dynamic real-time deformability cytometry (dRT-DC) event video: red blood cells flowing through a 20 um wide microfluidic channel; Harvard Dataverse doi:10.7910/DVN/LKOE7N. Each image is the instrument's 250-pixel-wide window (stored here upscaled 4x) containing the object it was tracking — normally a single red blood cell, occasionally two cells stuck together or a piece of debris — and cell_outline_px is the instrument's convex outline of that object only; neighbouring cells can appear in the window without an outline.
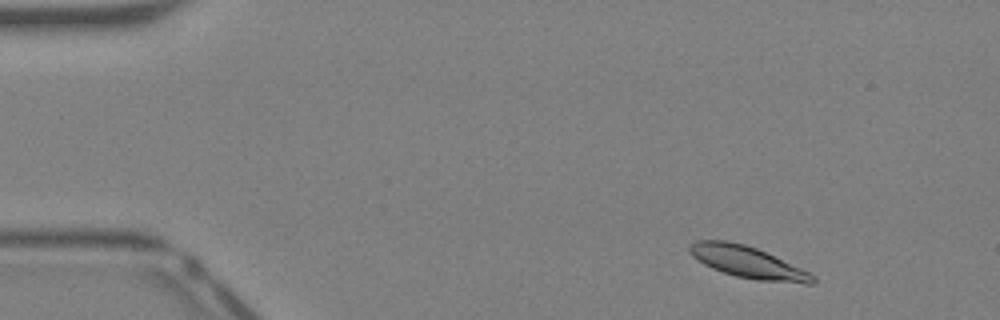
{"species": "Egyptian fruit bat (a non-hibernating species)", "species_latin": "Rousettus aegyptiacus", "temperature_condition": "warm", "stored_images_in_passage": 39, "camera_frame_rate_fps": 3000, "um_per_image_px": 0.085, "animal": {"sex": "female"}, "frame": {"image": 1, "passage_image": 3, "time_ms": 0.667, "image_size_px": [1000, 320], "cell_outline_px": [[816, 280], [812, 284], [808, 284], [756, 280], [736, 276], [712, 268], [704, 264], [692, 256], [688, 252], [688, 244], [696, 240], [728, 240], [744, 244], [756, 248], [800, 268], [816, 276]], "centroid_in_image_um": [63.51, 22.28], "position_along_channel_um": 21.5, "area_um2": 22.66}}
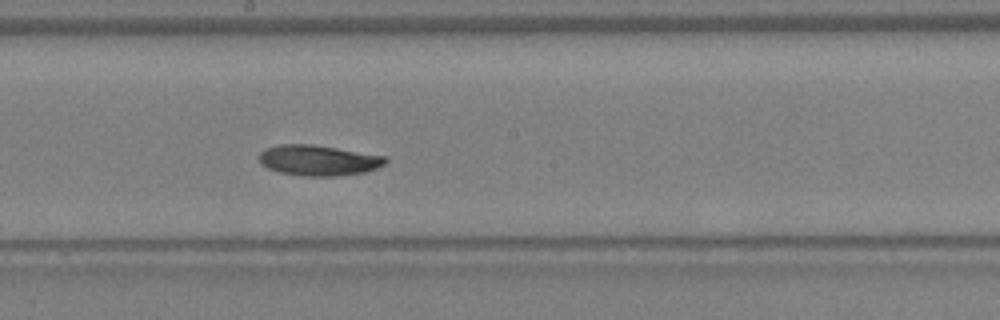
{"frame": {"image": 2, "passage_image": 21, "time_ms": 6.667, "image_size_px": [1000, 320], "cell_outline_px": [[388, 160], [384, 164], [376, 168], [364, 172], [336, 176], [304, 176], [280, 172], [268, 168], [260, 164], [260, 152], [264, 148], [280, 144], [312, 144], [388, 156]], "centroid_in_image_um": [27.07, 13.62], "position_along_channel_um": 221.1, "area_um2": 22.54}}
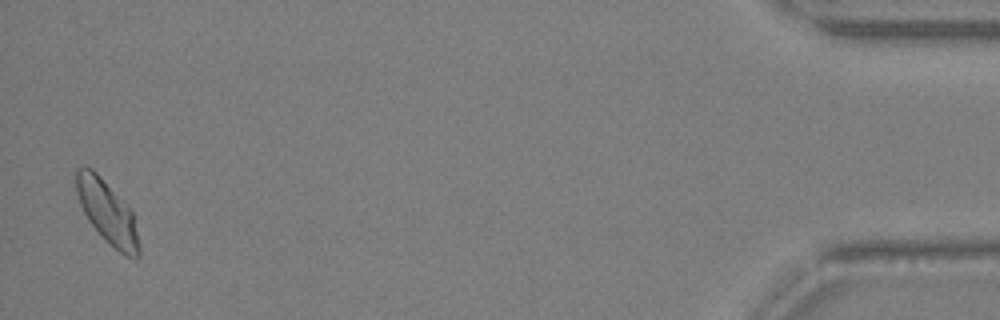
{"frame": {"image": 3, "passage_image": 39, "time_ms": 12.667, "image_size_px": [1000, 320], "cell_outline_px": [[140, 256], [136, 260], [124, 256], [88, 220], [80, 204], [76, 192], [72, 172], [76, 168], [92, 168], [100, 176], [132, 212], [140, 248]], "centroid_in_image_um": [9.08, 18.0], "position_along_channel_um": 426.1, "area_um2": 22.54}, "authors_computed_cell_mechanics": {"area_um2": 22.4264, "velocity_mm_per_s": 4.9075, "shape_relaxation_time_tau1_ms": 4.4696, "shape_relaxation_time_tau2_ms": null, "deformation_change_tau1": 0.1383, "deformation_change_tau2": null}}